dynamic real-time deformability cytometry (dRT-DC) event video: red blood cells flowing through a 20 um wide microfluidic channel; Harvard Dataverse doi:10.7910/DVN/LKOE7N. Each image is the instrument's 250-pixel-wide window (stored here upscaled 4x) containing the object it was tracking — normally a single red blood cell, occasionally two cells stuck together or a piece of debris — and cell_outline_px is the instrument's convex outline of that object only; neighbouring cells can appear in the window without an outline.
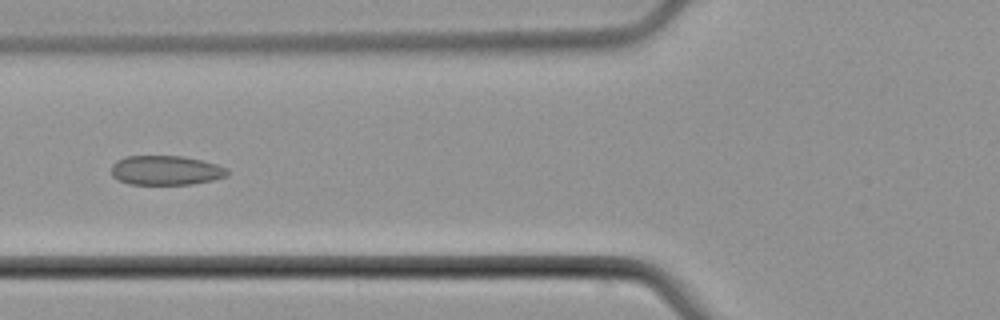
{"species": "common noctule bat (a hibernating species)", "species_latin": "Nyctalus noctula", "temperature_condition": "cold", "stored_images_in_passage": 5, "camera_frame_rate_fps": 3000, "um_per_image_px": 0.085, "animal": {"sex": "male", "body_mass_g": 21.5, "forearm_length_mm": 52.0}, "frame": {"image": 1, "passage_image": 5, "time_ms": 6.0, "image_size_px": [1000, 320], "cell_outline_px": [[228, 176], [212, 180], [192, 184], [128, 184], [116, 180], [112, 176], [112, 164], [116, 160], [124, 156], [184, 156], [216, 164], [228, 168]], "centroid_in_image_um": [14.07, 14.48], "position_along_channel_um": 111.7, "area_um2": 20.06}}